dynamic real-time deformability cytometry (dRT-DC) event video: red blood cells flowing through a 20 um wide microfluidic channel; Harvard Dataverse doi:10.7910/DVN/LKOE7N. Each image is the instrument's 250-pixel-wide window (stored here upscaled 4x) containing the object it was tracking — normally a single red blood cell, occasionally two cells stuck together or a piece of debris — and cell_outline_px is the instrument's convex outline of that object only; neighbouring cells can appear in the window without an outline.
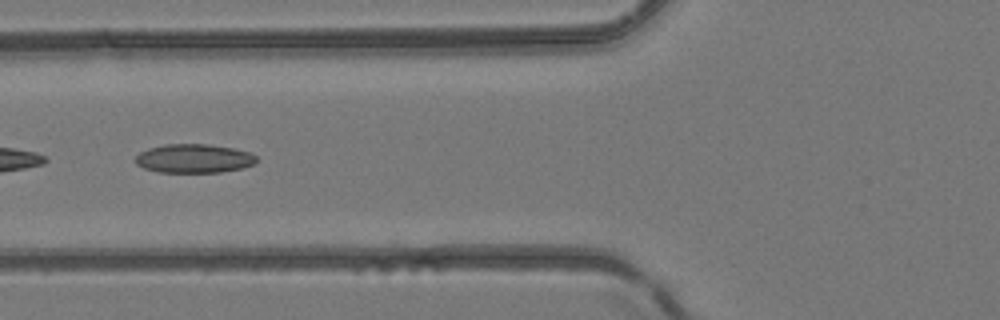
{"species": "common noctule bat (a hibernating species)", "species_latin": "Nyctalus noctula", "temperature_condition": "room temperature", "stored_images_in_passage": 6, "camera_frame_rate_fps": 3000, "um_per_image_px": 0.085, "animal": {"sex": "female", "body_mass_g": 24.6, "forearm_length_mm": 56.2}, "frame": {"image": 1, "passage_image": 5, "time_ms": 5.667, "image_size_px": [1000, 320], "cell_outline_px": [[256, 164], [244, 168], [220, 172], [156, 172], [144, 168], [136, 164], [136, 156], [140, 152], [148, 148], [164, 144], [208, 144], [232, 148], [252, 152], [256, 156]], "centroid_in_image_um": [16.51, 13.47], "position_along_channel_um": 109.3, "area_um2": 20.52}}
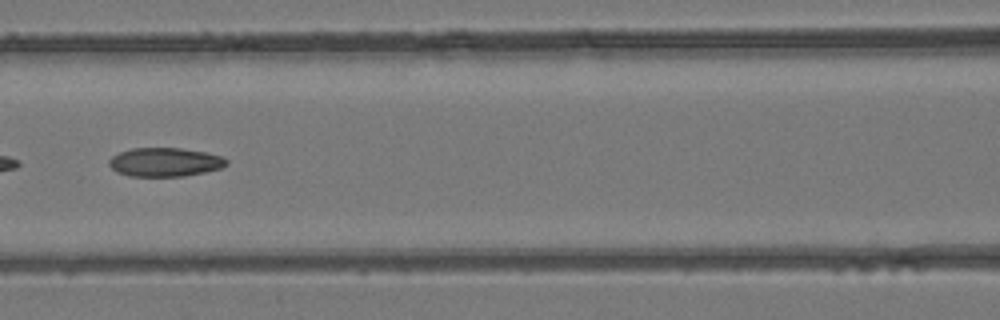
{"frame": {"image": 2, "passage_image": 6, "time_ms": 6.667, "image_size_px": [1000, 320], "cell_outline_px": [[228, 164], [220, 168], [204, 172], [184, 176], [128, 176], [116, 172], [108, 164], [108, 160], [112, 156], [120, 152], [132, 148], [180, 148], [204, 152], [220, 156], [228, 160]], "centroid_in_image_um": [13.98, 13.78], "position_along_channel_um": 152.6, "area_um2": 19.65}}